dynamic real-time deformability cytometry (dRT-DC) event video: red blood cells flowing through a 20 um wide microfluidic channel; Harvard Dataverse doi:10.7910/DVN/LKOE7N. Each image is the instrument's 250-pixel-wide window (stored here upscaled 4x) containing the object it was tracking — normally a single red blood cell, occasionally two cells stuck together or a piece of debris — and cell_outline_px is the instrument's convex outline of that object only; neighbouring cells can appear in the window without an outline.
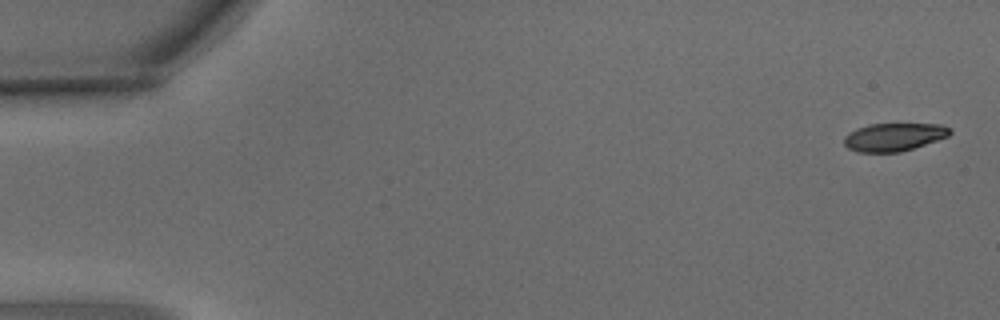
{"species": "common noctule bat (a hibernating species)", "species_latin": "Nyctalus noctula", "temperature_condition": "warm", "stored_images_in_passage": 4, "camera_frame_rate_fps": 3000, "um_per_image_px": 0.085, "animal": {"sex": "male", "body_mass_g": 15.6}, "frame": {"image": 1, "passage_image": 1, "time_ms": 0.0, "image_size_px": [1000, 320], "cell_outline_px": [[952, 132], [948, 136], [900, 152], [856, 152], [848, 148], [844, 144], [844, 136], [848, 132], [856, 128], [868, 124], [940, 124], [952, 128]], "centroid_in_image_um": [75.95, 11.64], "position_along_channel_um": 9.1, "area_um2": 17.28}}